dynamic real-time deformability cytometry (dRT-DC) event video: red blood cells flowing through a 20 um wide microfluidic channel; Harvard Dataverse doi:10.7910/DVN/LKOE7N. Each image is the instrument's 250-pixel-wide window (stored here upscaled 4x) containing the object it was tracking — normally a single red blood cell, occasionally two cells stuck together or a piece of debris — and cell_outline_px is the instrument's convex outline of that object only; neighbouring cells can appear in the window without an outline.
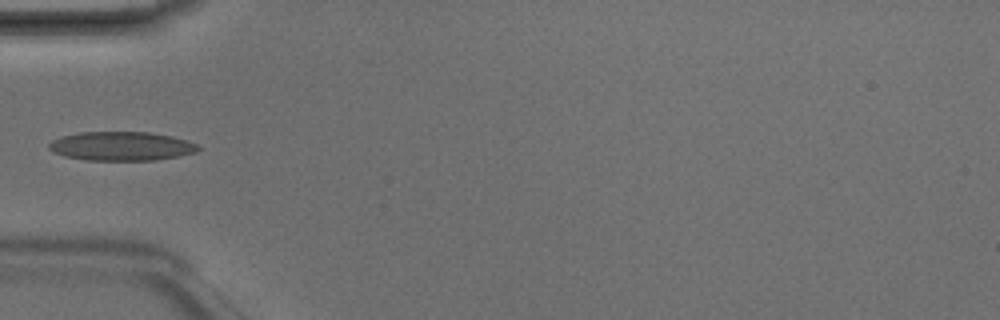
{"species": "Egyptian fruit bat (a non-hibernating species)", "species_latin": "Rousettus aegyptiacus", "temperature_condition": "room temperature", "stored_images_in_passage": 3, "camera_frame_rate_fps": 3000, "um_per_image_px": 0.085, "animal": {"sex": "male"}, "frame": {"image": 1, "passage_image": 3, "time_ms": 0.667, "image_size_px": [1000, 320], "cell_outline_px": [[200, 148], [196, 152], [156, 160], [88, 160], [64, 156], [52, 152], [48, 148], [48, 144], [52, 140], [60, 136], [80, 132], [148, 132], [172, 136], [196, 144]], "centroid_in_image_um": [10.26, 12.42], "position_along_channel_um": 74.7, "area_um2": 25.09}}